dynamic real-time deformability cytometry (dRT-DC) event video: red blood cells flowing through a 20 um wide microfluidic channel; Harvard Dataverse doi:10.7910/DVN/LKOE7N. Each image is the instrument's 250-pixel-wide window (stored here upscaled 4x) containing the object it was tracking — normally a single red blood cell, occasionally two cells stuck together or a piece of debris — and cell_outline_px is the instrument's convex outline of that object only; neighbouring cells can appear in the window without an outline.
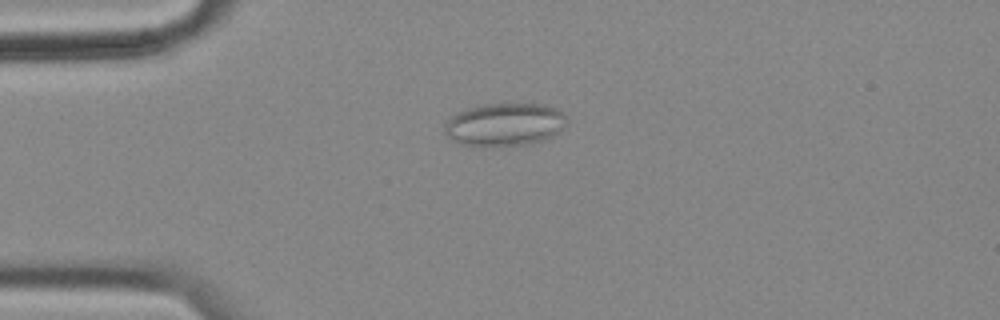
{"species": "common noctule bat (a hibernating species)", "species_latin": "Nyctalus noctula", "temperature_condition": "cold", "stored_images_in_passage": 56, "camera_frame_rate_fps": 3000, "um_per_image_px": 0.085, "animal": {"sex": "female", "body_mass_g": 18.4}, "frame": {"image": 1, "passage_image": 14, "time_ms": 4.333, "image_size_px": [1000, 320], "cell_outline_px": [[568, 124], [560, 132], [544, 140], [524, 144], [460, 144], [452, 140], [444, 132], [444, 124], [456, 112], [480, 104], [516, 100], [544, 104], [556, 108], [568, 120]], "centroid_in_image_um": [42.94, 10.49], "position_along_channel_um": 42.1, "area_um2": 31.1}}
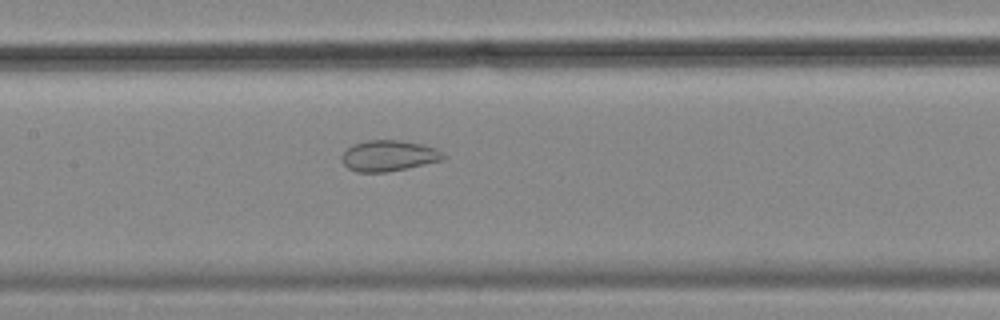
{"frame": {"image": 2, "passage_image": 27, "time_ms": 8.667, "image_size_px": [1000, 320], "cell_outline_px": [[448, 156], [444, 160], [388, 172], [356, 172], [348, 168], [344, 164], [340, 156], [352, 144], [368, 140], [400, 140], [424, 144], [436, 148]], "centroid_in_image_um": [33.07, 13.23], "position_along_channel_um": 174.3, "area_um2": 18.5}}
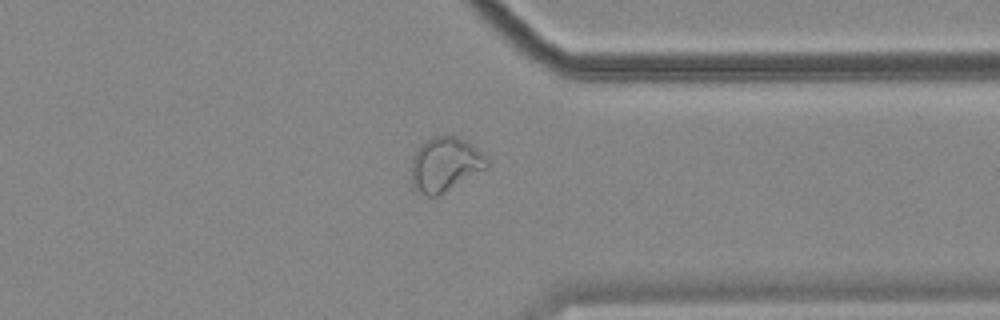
{"frame": {"image": 3, "passage_image": 44, "time_ms": 14.333, "image_size_px": [1000, 320], "cell_outline_px": [[488, 168], [440, 196], [424, 196], [412, 188], [412, 156], [420, 144], [432, 136], [456, 136], [472, 144], [480, 152], [488, 164]], "centroid_in_image_um": [37.8, 14.01], "position_along_channel_um": 373.6, "area_um2": 24.16}, "authors_computed_cell_mechanics": {"area_um2": 25.143, "velocity_mm_per_s": 3.5655, "shape_relaxation_time_tau1_ms": null, "shape_relaxation_time_tau2_ms": 1.4091, "deformation_change_tau1": null, "deformation_change_tau2": 0.0659}}